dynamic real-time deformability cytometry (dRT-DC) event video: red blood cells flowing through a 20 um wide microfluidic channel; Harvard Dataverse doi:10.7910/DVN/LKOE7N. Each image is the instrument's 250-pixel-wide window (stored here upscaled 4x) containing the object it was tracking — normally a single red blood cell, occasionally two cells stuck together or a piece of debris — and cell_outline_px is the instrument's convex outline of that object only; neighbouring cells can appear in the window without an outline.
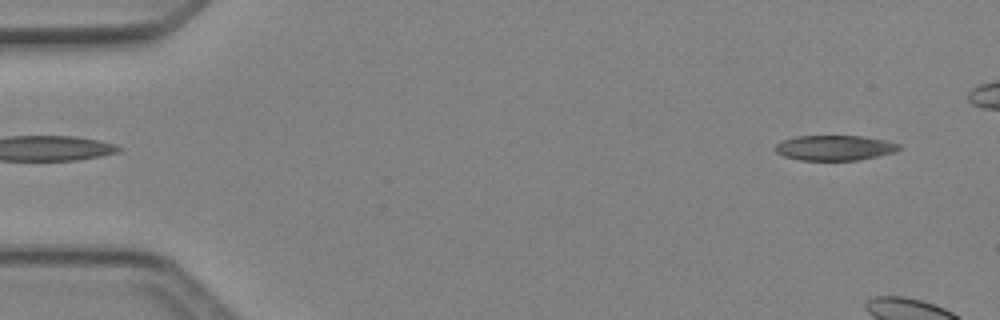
{"species": "Egyptian fruit bat (a non-hibernating species)", "species_latin": "Rousettus aegyptiacus", "temperature_condition": "cold", "stored_images_in_passage": 8, "camera_frame_rate_fps": 3000, "um_per_image_px": 0.085, "animal": {"sex": "female"}, "frame": {"image": 1, "passage_image": 3, "time_ms": 0.667, "image_size_px": [1000, 320], "cell_outline_px": [[900, 148], [896, 152], [856, 160], [800, 160], [784, 156], [776, 152], [776, 144], [780, 140], [796, 136], [860, 136], [884, 140], [900, 144]], "centroid_in_image_um": [70.92, 12.56], "position_along_channel_um": 14.1, "area_um2": 18.03}}